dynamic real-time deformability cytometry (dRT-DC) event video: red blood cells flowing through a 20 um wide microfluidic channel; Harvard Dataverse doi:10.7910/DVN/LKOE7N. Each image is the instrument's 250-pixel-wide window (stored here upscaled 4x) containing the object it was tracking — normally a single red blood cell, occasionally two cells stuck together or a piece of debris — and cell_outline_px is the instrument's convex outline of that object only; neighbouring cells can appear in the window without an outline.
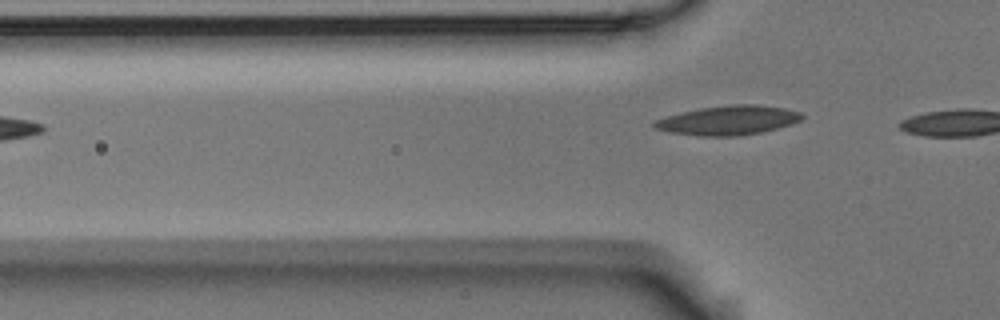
{"species": "Egyptian fruit bat (a non-hibernating species)", "species_latin": "Rousettus aegyptiacus", "temperature_condition": "room temperature", "stored_images_in_passage": 2, "camera_frame_rate_fps": 3000, "um_per_image_px": 0.085, "animal": {"sex": "male"}, "frame": {"image": 1, "passage_image": 2, "time_ms": 0.333, "image_size_px": [1000, 320], "cell_outline_px": [[804, 116], [800, 120], [792, 124], [760, 132], [736, 136], [700, 136], [672, 132], [656, 128], [652, 124], [656, 120], [668, 116], [700, 108], [736, 104], [756, 104], [784, 108], [800, 112]], "centroid_in_image_um": [61.94, 10.22], "position_along_channel_um": 63.9, "area_um2": 24.74}}